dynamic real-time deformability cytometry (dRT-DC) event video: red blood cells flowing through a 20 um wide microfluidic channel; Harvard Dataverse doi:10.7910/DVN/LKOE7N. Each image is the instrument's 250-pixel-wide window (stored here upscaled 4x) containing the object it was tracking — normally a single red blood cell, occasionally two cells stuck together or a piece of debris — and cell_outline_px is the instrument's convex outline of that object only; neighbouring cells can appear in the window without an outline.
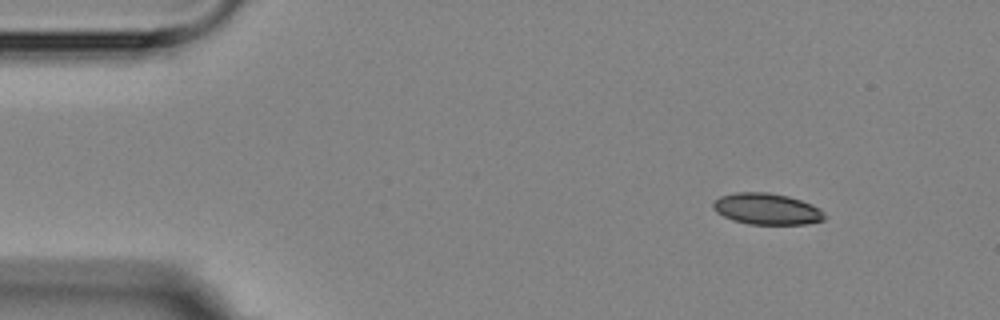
{"species": "Egyptian fruit bat (a non-hibernating species)", "species_latin": "Rousettus aegyptiacus", "temperature_condition": "room temperature", "stored_images_in_passage": 4, "camera_frame_rate_fps": 3000, "um_per_image_px": 0.085, "animal": {"sex": "female"}, "frame": {"image": 1, "passage_image": 2, "time_ms": 2.0, "image_size_px": [1000, 320], "cell_outline_px": [[824, 220], [808, 224], [748, 224], [732, 220], [716, 212], [712, 208], [712, 204], [720, 196], [736, 192], [768, 192], [788, 196], [812, 204], [820, 208], [824, 212]], "centroid_in_image_um": [65.18, 17.76], "position_along_channel_um": 19.8, "area_um2": 20.4}}